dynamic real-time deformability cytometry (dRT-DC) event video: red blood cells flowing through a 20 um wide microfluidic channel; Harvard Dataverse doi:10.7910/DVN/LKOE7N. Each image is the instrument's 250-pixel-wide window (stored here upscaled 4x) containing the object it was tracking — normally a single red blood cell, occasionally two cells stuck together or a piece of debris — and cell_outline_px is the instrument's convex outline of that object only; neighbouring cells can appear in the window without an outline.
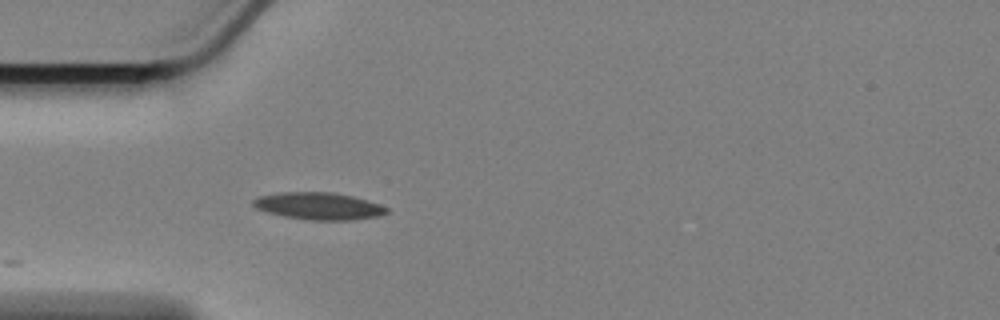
{"species": "Egyptian fruit bat (a non-hibernating species)", "species_latin": "Rousettus aegyptiacus", "temperature_condition": "cold", "stored_images_in_passage": 19, "camera_frame_rate_fps": 3000, "um_per_image_px": 0.085, "animal": {"sex": "female"}, "frame": {"image": 1, "passage_image": 1, "time_ms": 0.0, "image_size_px": [1000, 320], "cell_outline_px": [[388, 212], [376, 216], [352, 220], [312, 220], [284, 216], [268, 212], [256, 208], [252, 204], [252, 200], [260, 196], [280, 192], [332, 192], [352, 196], [368, 200], [380, 204], [388, 208]], "centroid_in_image_um": [27.09, 17.5], "position_along_channel_um": 57.9, "area_um2": 20.98}}
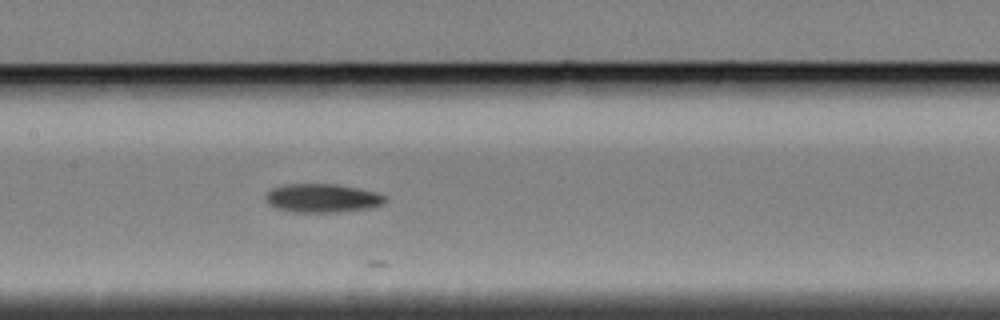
{"frame": {"image": 2, "passage_image": 12, "time_ms": 3.667, "image_size_px": [1000, 320], "cell_outline_px": [[388, 200], [384, 204], [372, 208], [336, 212], [292, 212], [276, 208], [268, 204], [268, 192], [272, 188], [284, 184], [336, 184], [376, 192], [388, 196]], "centroid_in_image_um": [27.47, 16.84], "position_along_channel_um": 179.9, "area_um2": 20.0}}
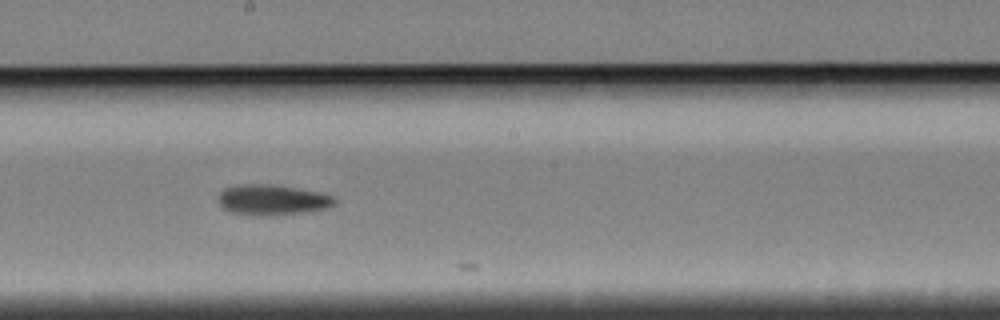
{"frame": {"image": 3, "passage_image": 16, "time_ms": 5.0, "image_size_px": [1000, 320], "cell_outline_px": [[336, 204], [328, 208], [276, 216], [260, 216], [232, 212], [224, 208], [216, 200], [220, 192], [224, 188], [248, 184], [268, 184], [296, 188], [320, 192], [332, 196], [336, 200]], "centroid_in_image_um": [23.15, 17.0], "position_along_channel_um": 225.1, "area_um2": 20.63}}